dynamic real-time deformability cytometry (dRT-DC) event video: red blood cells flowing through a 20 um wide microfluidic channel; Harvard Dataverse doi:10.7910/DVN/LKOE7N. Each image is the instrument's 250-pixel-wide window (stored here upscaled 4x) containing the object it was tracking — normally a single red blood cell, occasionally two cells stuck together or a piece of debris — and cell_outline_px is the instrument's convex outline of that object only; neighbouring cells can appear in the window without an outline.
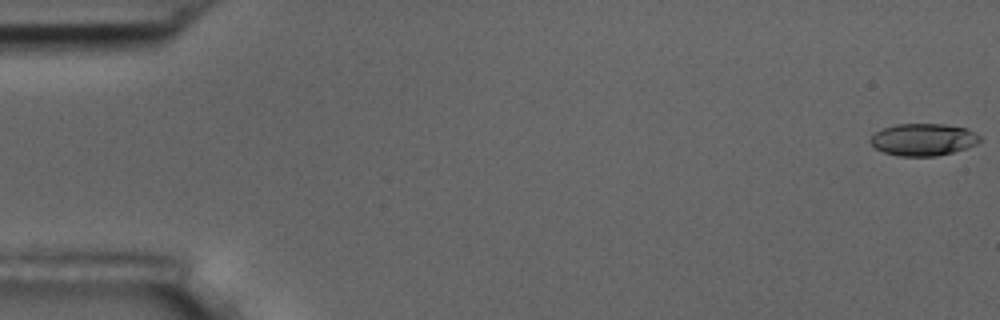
{"species": "common noctule bat (a hibernating species)", "species_latin": "Nyctalus noctula", "temperature_condition": "room temperature", "stored_images_in_passage": 6, "camera_frame_rate_fps": 3000, "um_per_image_px": 0.085, "animal": {"sex": "male", "body_mass_g": 17.5, "forearm_length_mm": 52.3}, "frame": {"image": 1, "passage_image": 1, "time_ms": 0.0, "image_size_px": [1000, 320], "cell_outline_px": [[980, 140], [976, 144], [952, 152], [936, 156], [900, 156], [884, 152], [876, 148], [868, 140], [876, 132], [884, 128], [896, 124], [944, 124], [968, 128], [980, 136]], "centroid_in_image_um": [78.48, 11.85], "position_along_channel_um": 6.5, "area_um2": 20.35}}
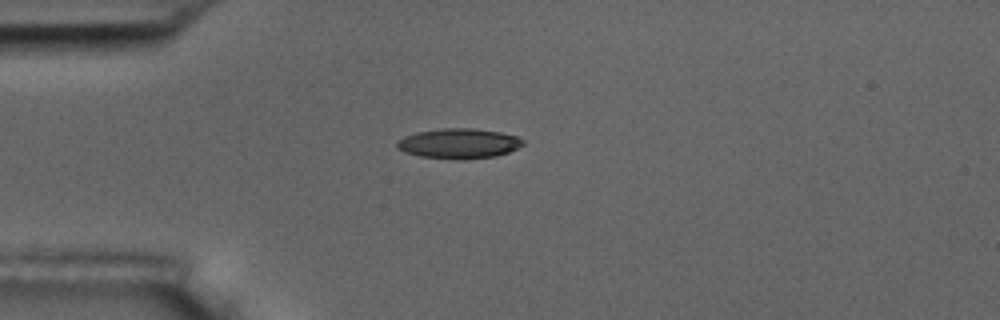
{"frame": {"image": 2, "passage_image": 5, "time_ms": 4.667, "image_size_px": [1000, 320], "cell_outline_px": [[524, 144], [508, 152], [496, 156], [464, 160], [420, 156], [404, 152], [396, 148], [396, 144], [404, 136], [416, 132], [440, 128], [472, 128], [500, 132], [516, 136], [524, 140]], "centroid_in_image_um": [38.99, 12.19], "position_along_channel_um": 46.0, "area_um2": 22.08}}
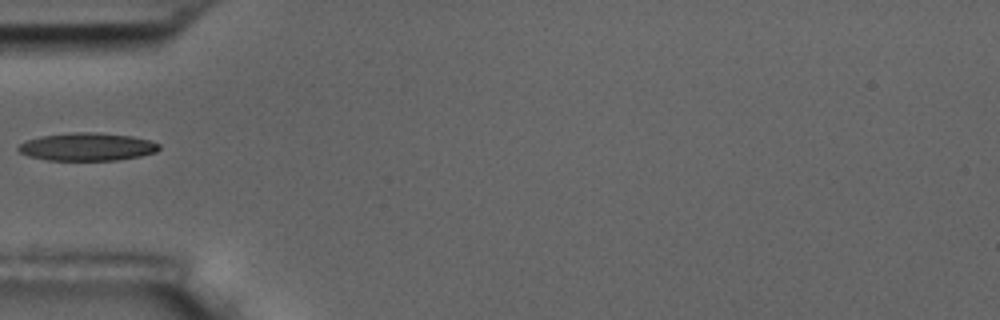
{"frame": {"image": 3, "passage_image": 6, "time_ms": 6.0, "image_size_px": [1000, 320], "cell_outline_px": [[160, 148], [156, 152], [140, 156], [116, 160], [48, 160], [28, 156], [20, 152], [16, 148], [20, 144], [28, 140], [40, 136], [72, 132], [96, 132], [132, 136], [148, 140], [160, 144]], "centroid_in_image_um": [7.41, 12.47], "position_along_channel_um": 77.6, "area_um2": 22.83}}